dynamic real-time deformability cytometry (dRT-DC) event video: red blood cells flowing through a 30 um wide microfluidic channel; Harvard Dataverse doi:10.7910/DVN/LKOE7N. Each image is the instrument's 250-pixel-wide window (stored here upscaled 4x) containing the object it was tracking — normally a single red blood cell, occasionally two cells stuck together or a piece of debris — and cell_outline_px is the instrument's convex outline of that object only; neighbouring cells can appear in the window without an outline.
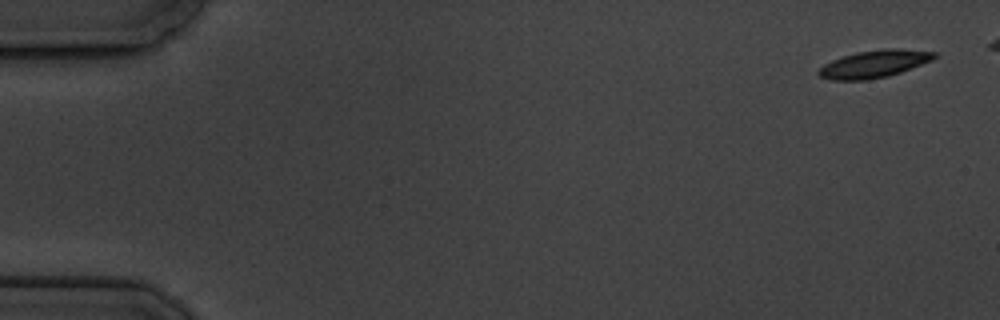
{"species": "common noctule bat (a hibernating species)", "species_latin": "Nyctalus noctula", "temperature_condition": "cold", "stored_images_in_passage": 10, "camera_frame_rate_fps": 3000, "um_per_image_px": 0.085, "animal": {"sex": "male", "body_mass_g": 19.5, "forearm_length_mm": 54.6}, "frame": {"image": 1, "passage_image": 1, "time_ms": 0.0, "image_size_px": [1000, 320], "cell_outline_px": [[940, 56], [932, 60], [900, 72], [888, 76], [868, 80], [832, 80], [820, 76], [816, 72], [824, 64], [832, 60], [856, 52], [884, 48], [896, 48], [936, 52]], "centroid_in_image_um": [74.32, 5.43], "position_along_channel_um": 10.7, "area_um2": 18.5}}
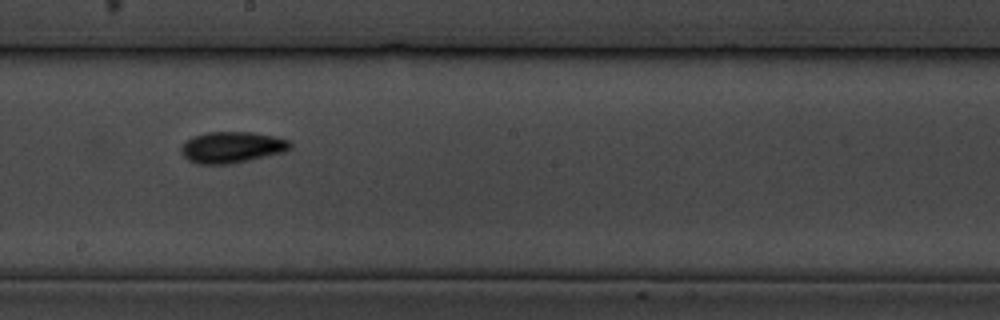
{"frame": {"image": 2, "passage_image": 9, "time_ms": 10.333, "image_size_px": [1000, 320], "cell_outline_px": [[292, 148], [284, 152], [232, 164], [196, 164], [188, 160], [180, 152], [180, 144], [192, 136], [208, 132], [252, 132], [276, 136], [288, 140], [292, 144]], "centroid_in_image_um": [19.69, 12.52], "position_along_channel_um": 228.5, "area_um2": 20.17}}
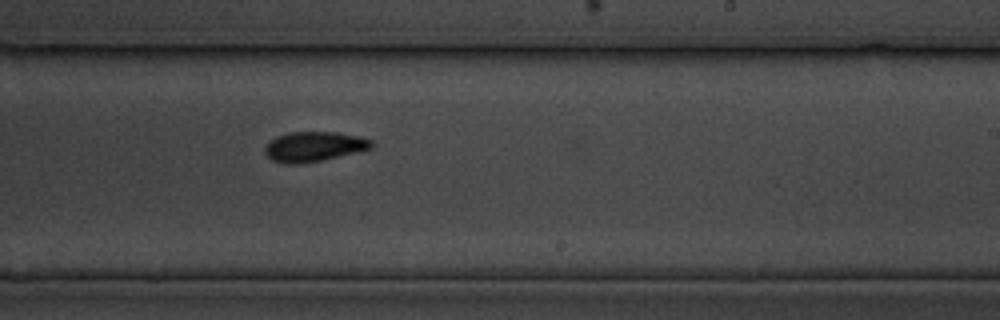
{"frame": {"image": 3, "passage_image": 10, "time_ms": 11.333, "image_size_px": [1000, 320], "cell_outline_px": [[376, 144], [372, 148], [360, 152], [320, 160], [296, 164], [284, 164], [272, 160], [264, 152], [264, 148], [276, 136], [288, 132], [336, 132], [360, 136], [372, 140]], "centroid_in_image_um": [26.73, 12.45], "position_along_channel_um": 262.3, "area_um2": 18.67}}